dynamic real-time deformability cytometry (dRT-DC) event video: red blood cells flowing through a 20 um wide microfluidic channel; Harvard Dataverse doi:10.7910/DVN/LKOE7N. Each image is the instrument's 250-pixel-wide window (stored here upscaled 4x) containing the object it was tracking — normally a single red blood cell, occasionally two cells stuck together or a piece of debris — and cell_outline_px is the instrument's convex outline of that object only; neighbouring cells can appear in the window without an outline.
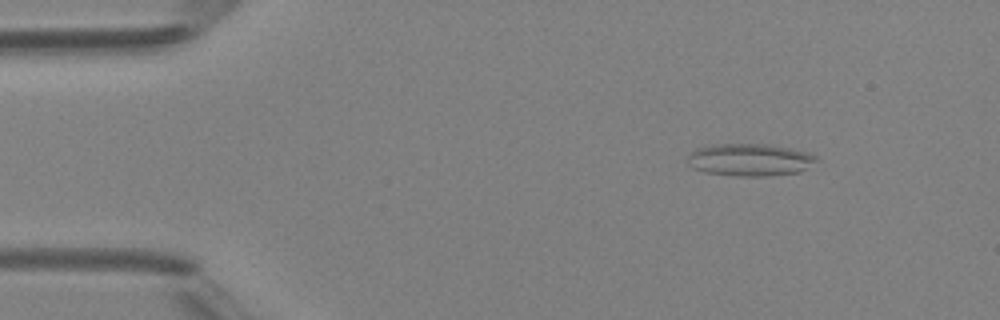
{"species": "Egyptian fruit bat (a non-hibernating species)", "species_latin": "Rousettus aegyptiacus", "temperature_condition": "room temperature", "stored_images_in_passage": 4, "camera_frame_rate_fps": 3000, "um_per_image_px": 0.085, "animal": {"sex": "female"}, "frame": {"image": 1, "passage_image": 1, "time_ms": 0.0, "image_size_px": [1000, 320], "cell_outline_px": [[820, 160], [800, 172], [768, 176], [736, 176], [704, 172], [692, 168], [688, 164], [688, 156], [696, 148], [712, 144], [772, 144], [812, 152]], "centroid_in_image_um": [63.79, 13.57], "position_along_channel_um": 21.2, "area_um2": 24.8}}
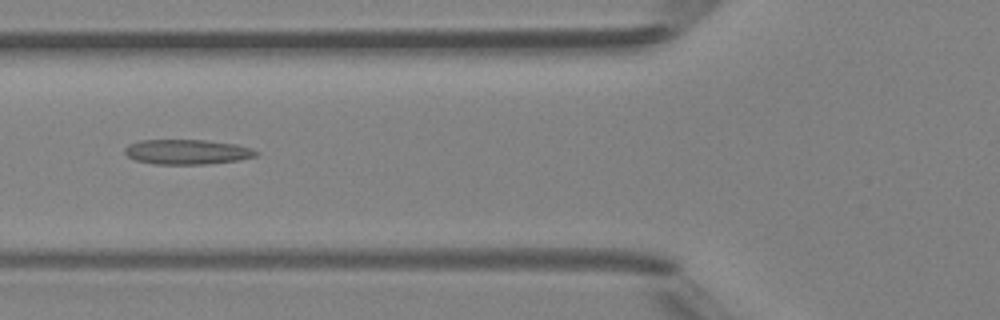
{"frame": {"image": 2, "passage_image": 4, "time_ms": 4.0, "image_size_px": [1000, 320], "cell_outline_px": [[260, 152], [256, 156], [236, 160], [204, 164], [156, 164], [136, 160], [128, 156], [124, 152], [124, 148], [128, 144], [140, 140], [204, 140], [236, 144], [252, 148]], "centroid_in_image_um": [15.89, 12.9], "position_along_channel_um": 109.9, "area_um2": 18.96}}